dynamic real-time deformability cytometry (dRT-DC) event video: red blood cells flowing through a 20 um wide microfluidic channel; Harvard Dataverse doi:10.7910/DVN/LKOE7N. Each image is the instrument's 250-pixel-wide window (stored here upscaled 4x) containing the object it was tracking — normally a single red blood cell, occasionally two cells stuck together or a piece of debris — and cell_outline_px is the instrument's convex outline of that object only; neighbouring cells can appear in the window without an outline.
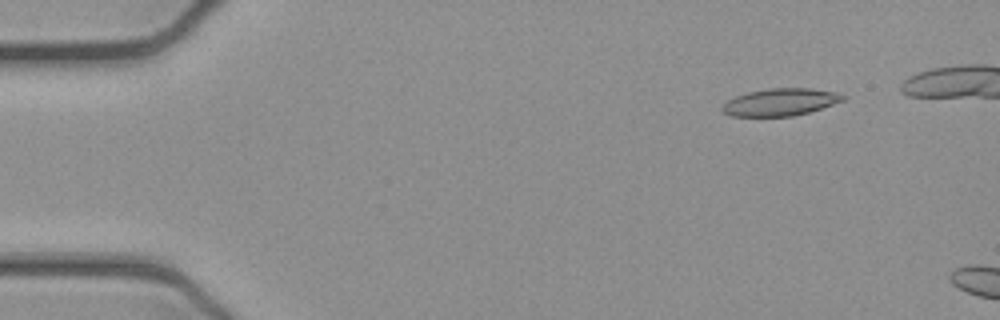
{"species": "common noctule bat (a hibernating species)", "species_latin": "Nyctalus noctula", "temperature_condition": "cold", "stored_images_in_passage": 6, "camera_frame_rate_fps": 3000, "um_per_image_px": 0.085, "animal": {"sex": "female", "body_mass_g": 21.9}, "frame": {"image": 1, "passage_image": 2, "time_ms": 0.333, "image_size_px": [1000, 320], "cell_outline_px": [[848, 96], [844, 100], [808, 112], [792, 116], [732, 116], [724, 112], [720, 108], [728, 100], [736, 96], [748, 92], [768, 88], [812, 88], [836, 92]], "centroid_in_image_um": [66.34, 8.67], "position_along_channel_um": 18.7, "area_um2": 19.07}}